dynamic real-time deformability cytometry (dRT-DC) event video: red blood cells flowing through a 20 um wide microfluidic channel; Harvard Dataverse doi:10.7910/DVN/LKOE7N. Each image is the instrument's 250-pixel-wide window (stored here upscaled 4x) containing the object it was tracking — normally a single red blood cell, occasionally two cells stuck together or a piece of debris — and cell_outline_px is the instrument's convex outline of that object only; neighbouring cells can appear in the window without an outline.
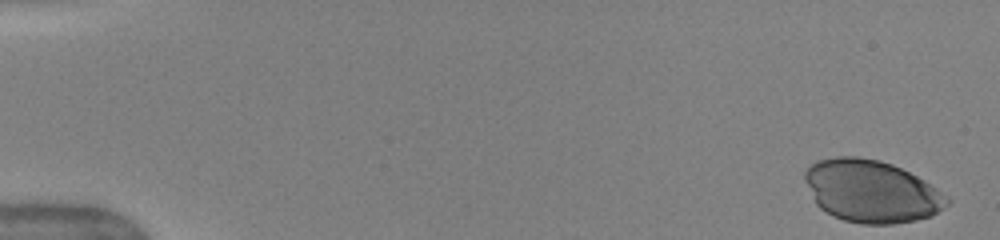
{"species": "human", "species_latin": "Homo sapiens", "temperature_condition": "warm", "stored_images_in_passage": 44, "camera_frame_rate_fps": 3000, "um_per_image_px": 0.085, "donor": {"sex": "female"}, "frame": {"image": 1, "passage_image": 1, "time_ms": 0.0, "image_size_px": [1000, 240], "cell_outline_px": [[952, 200], [944, 208], [932, 216], [916, 220], [892, 224], [860, 224], [844, 220], [832, 216], [820, 208], [816, 204], [804, 180], [804, 172], [816, 160], [836, 156], [860, 156], [880, 160], [892, 164], [924, 180], [948, 196]], "centroid_in_image_um": [74.06, 16.26], "position_along_channel_um": 10.9, "area_um2": 51.96}}
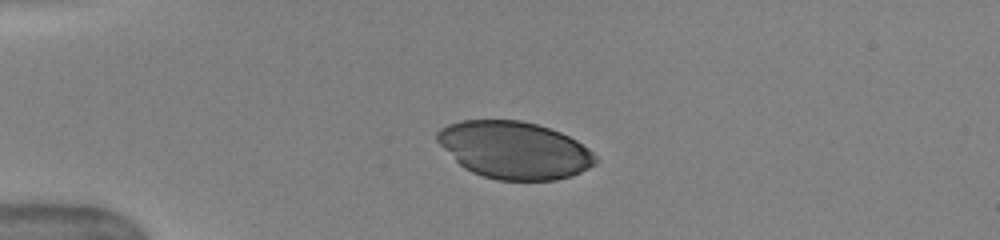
{"frame": {"image": 2, "passage_image": 12, "time_ms": 3.667, "image_size_px": [1000, 240], "cell_outline_px": [[600, 160], [596, 164], [572, 176], [556, 180], [496, 180], [472, 172], [464, 168], [436, 140], [436, 132], [440, 128], [448, 124], [464, 120], [520, 120], [536, 124], [560, 132], [576, 140], [588, 148]], "centroid_in_image_um": [43.74, 12.76], "position_along_channel_um": 41.3, "area_um2": 52.71}}